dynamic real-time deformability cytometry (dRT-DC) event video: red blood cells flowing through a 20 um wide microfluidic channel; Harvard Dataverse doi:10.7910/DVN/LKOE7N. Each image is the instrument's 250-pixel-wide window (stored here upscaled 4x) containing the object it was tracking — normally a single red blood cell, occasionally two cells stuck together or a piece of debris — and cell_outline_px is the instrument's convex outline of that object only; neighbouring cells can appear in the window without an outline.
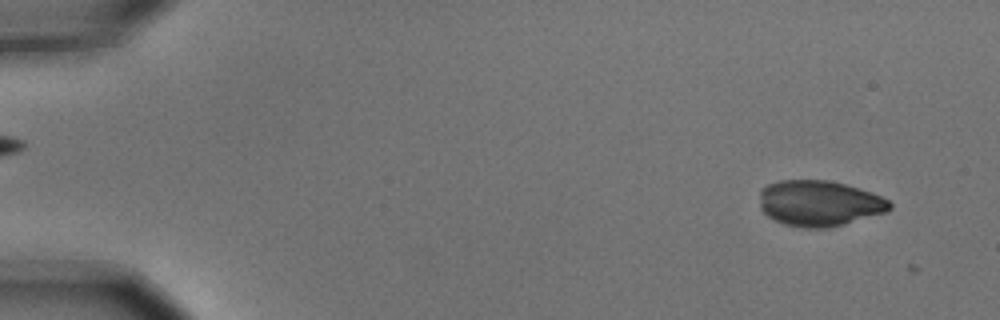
{"species": "common noctule bat (a hibernating species)", "species_latin": "Nyctalus noctula", "temperature_condition": "cold", "stored_images_in_passage": 4, "camera_frame_rate_fps": 3000, "um_per_image_px": 0.085, "animal": {"sex": "male", "body_mass_g": 15.6}, "frame": {"image": 1, "passage_image": 1, "time_ms": 0.0, "image_size_px": [1000, 320], "cell_outline_px": [[892, 208], [888, 212], [844, 224], [828, 228], [804, 228], [784, 224], [768, 216], [760, 208], [760, 188], [776, 180], [828, 180], [860, 188], [872, 192], [888, 200], [892, 204]], "centroid_in_image_um": [69.64, 17.27], "position_along_channel_um": 15.4, "area_um2": 34.97}}